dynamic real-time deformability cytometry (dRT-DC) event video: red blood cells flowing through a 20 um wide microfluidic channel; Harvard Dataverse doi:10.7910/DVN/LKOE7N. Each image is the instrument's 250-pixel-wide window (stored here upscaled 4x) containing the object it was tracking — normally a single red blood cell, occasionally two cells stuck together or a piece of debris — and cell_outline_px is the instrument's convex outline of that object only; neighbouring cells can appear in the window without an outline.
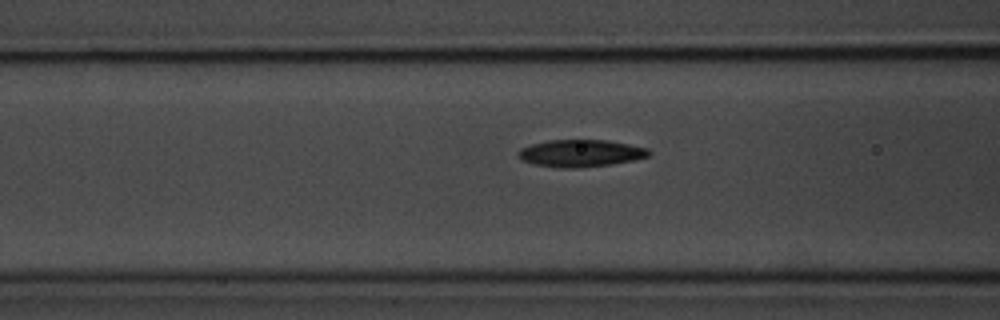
{"species": "common noctule bat (a hibernating species)", "species_latin": "Nyctalus noctula", "temperature_condition": "room temperature", "stored_images_in_passage": 6, "camera_frame_rate_fps": 3000, "um_per_image_px": 0.085, "animal": {"sex": "male", "body_mass_g": 20.1, "forearm_length_mm": 53.5}, "frame": {"image": 1, "passage_image": 5, "time_ms": 1.333, "image_size_px": [1000, 320], "cell_outline_px": [[652, 152], [648, 156], [632, 160], [608, 164], [576, 168], [560, 168], [536, 164], [520, 160], [516, 156], [516, 152], [520, 148], [532, 144], [548, 140], [608, 140], [648, 148]], "centroid_in_image_um": [49.3, 13.02], "position_along_channel_um": 117.3, "area_um2": 20.63}}